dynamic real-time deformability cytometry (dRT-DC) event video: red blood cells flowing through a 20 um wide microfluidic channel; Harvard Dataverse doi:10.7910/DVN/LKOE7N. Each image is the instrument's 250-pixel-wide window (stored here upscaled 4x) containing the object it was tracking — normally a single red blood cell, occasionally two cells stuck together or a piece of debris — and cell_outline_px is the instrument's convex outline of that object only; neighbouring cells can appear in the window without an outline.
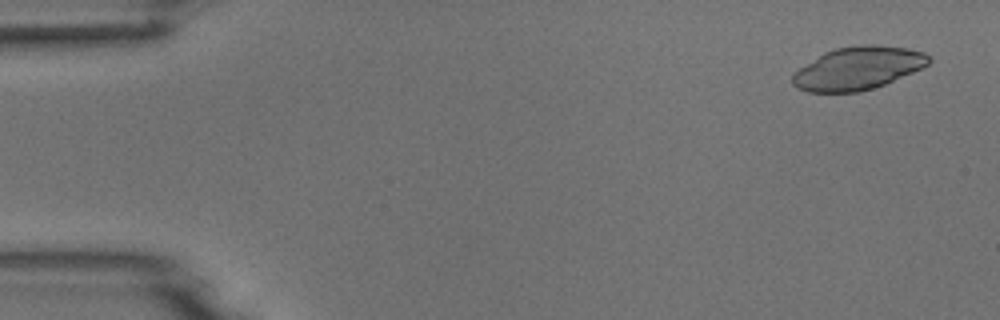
{"species": "common noctule bat (a hibernating species)", "species_latin": "Nyctalus noctula", "temperature_condition": "room temperature", "stored_images_in_passage": 6, "camera_frame_rate_fps": 3000, "um_per_image_px": 0.085, "animal": {"sex": "male", "body_mass_g": 18.8}, "frame": {"image": 1, "passage_image": 1, "time_ms": 0.0, "image_size_px": [1000, 320], "cell_outline_px": [[932, 60], [924, 68], [884, 84], [872, 88], [856, 92], [808, 92], [796, 88], [792, 84], [792, 76], [800, 68], [824, 52], [836, 48], [860, 44], [876, 44], [908, 48], [924, 52]], "centroid_in_image_um": [72.95, 5.79], "position_along_channel_um": 12.1, "area_um2": 34.1}}